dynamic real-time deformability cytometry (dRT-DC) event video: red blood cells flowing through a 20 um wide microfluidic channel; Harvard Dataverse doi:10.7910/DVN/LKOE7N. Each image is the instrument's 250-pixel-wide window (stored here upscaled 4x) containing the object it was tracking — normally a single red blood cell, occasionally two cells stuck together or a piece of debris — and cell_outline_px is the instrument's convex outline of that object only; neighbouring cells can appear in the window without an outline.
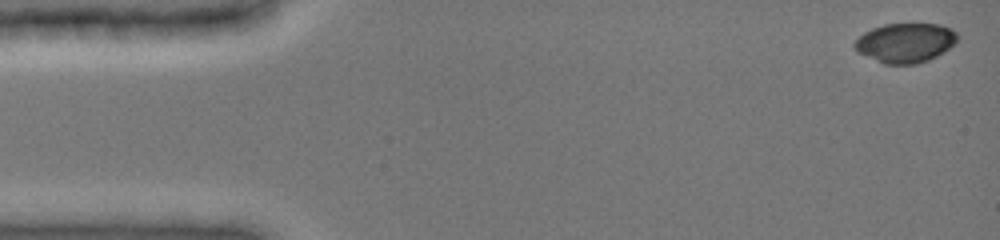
{"species": "common noctule bat (a hibernating species)", "species_latin": "Nyctalus noctula", "temperature_condition": "cold", "stored_images_in_passage": 10, "camera_frame_rate_fps": 3000, "um_per_image_px": 0.085, "animal": {"sex": "female", "body_mass_g": 19.0, "forearm_length_mm": 51.5}, "frame": {"image": 1, "passage_image": 1, "time_ms": 0.0, "image_size_px": [1000, 240], "cell_outline_px": [[960, 36], [956, 44], [944, 52], [928, 60], [916, 64], [884, 64], [860, 52], [852, 44], [864, 32], [872, 28], [884, 24], [940, 24], [952, 28]], "centroid_in_image_um": [77.02, 3.62], "position_along_channel_um": 8.0, "area_um2": 23.7}}
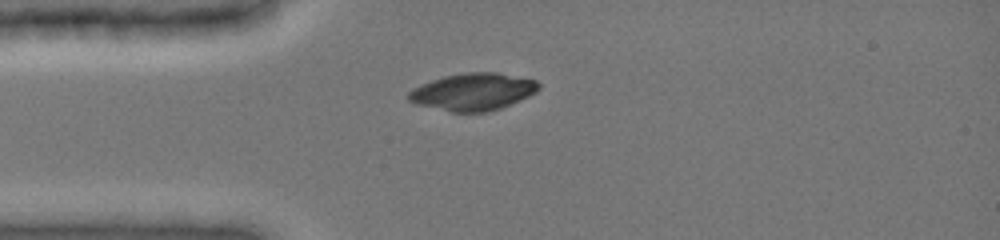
{"frame": {"image": 2, "passage_image": 6, "time_ms": 3.667, "image_size_px": [1000, 240], "cell_outline_px": [[540, 88], [536, 92], [520, 100], [500, 108], [484, 112], [452, 112], [416, 104], [408, 100], [408, 92], [412, 88], [432, 80], [444, 76], [464, 72], [496, 72], [536, 80], [540, 84]], "centroid_in_image_um": [40.2, 7.79], "position_along_channel_um": 44.8, "area_um2": 28.15}}
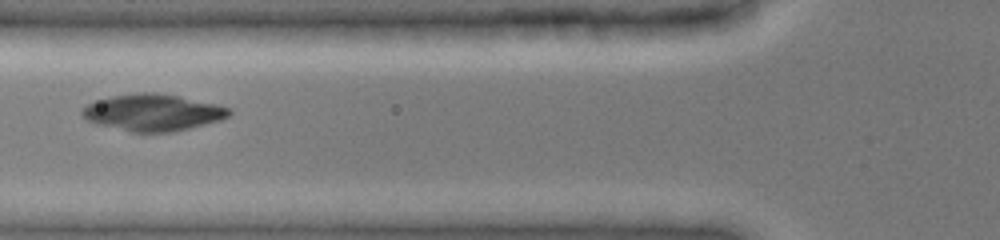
{"frame": {"image": 3, "passage_image": 9, "time_ms": 5.667, "image_size_px": [1000, 240], "cell_outline_px": [[232, 112], [228, 116], [220, 120], [172, 132], [132, 132], [96, 124], [88, 120], [80, 112], [88, 104], [96, 100], [112, 96], [136, 92], [156, 92], [180, 96], [216, 104], [232, 108]], "centroid_in_image_um": [13.0, 9.55], "position_along_channel_um": 112.8, "area_um2": 31.39}}